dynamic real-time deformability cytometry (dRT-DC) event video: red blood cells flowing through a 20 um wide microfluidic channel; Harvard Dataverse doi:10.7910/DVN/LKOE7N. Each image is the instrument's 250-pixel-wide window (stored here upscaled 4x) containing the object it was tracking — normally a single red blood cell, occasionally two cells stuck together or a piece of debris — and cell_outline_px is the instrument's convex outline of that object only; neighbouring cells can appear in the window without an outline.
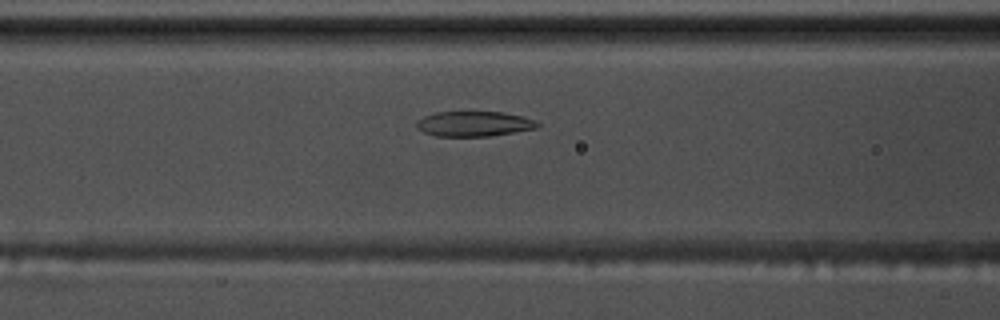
{"species": "common noctule bat (a hibernating species)", "species_latin": "Nyctalus noctula", "temperature_condition": "warm", "stored_images_in_passage": 51, "camera_frame_rate_fps": 3000, "um_per_image_px": 0.085, "animal": {"sex": "male", "body_mass_g": 17.5, "forearm_length_mm": 52.3}, "frame": {"image": 1, "passage_image": 17, "time_ms": 5.333, "image_size_px": [1000, 320], "cell_outline_px": [[540, 124], [536, 128], [488, 136], [436, 136], [424, 132], [416, 128], [416, 120], [424, 116], [436, 112], [500, 112], [524, 116], [536, 120]], "centroid_in_image_um": [40.26, 10.52], "position_along_channel_um": 126.3, "area_um2": 17.63}}
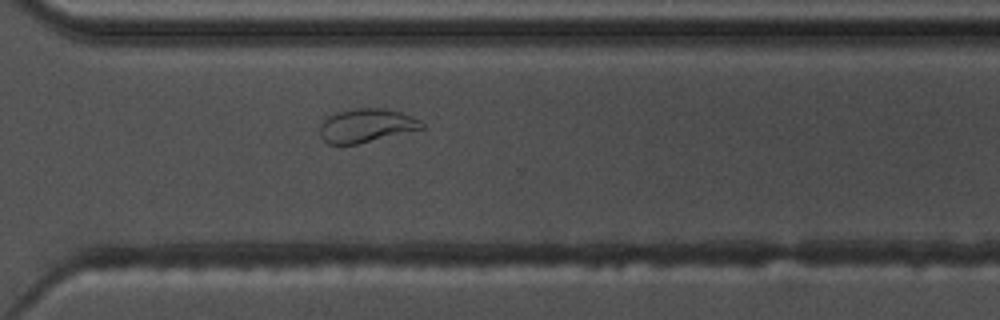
{"frame": {"image": 2, "passage_image": 35, "time_ms": 11.333, "image_size_px": [1000, 320], "cell_outline_px": [[424, 128], [356, 144], [328, 144], [320, 136], [320, 124], [328, 116], [336, 112], [352, 108], [384, 108], [404, 112], [420, 120], [424, 124]], "centroid_in_image_um": [31.13, 10.65], "position_along_channel_um": 339.5, "area_um2": 20.0}}
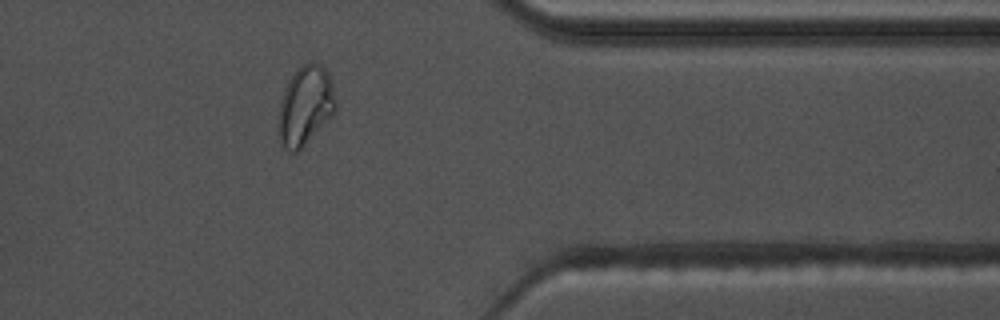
{"frame": {"image": 3, "passage_image": 40, "time_ms": 13.0, "image_size_px": [1000, 320], "cell_outline_px": [[336, 112], [296, 152], [288, 152], [280, 144], [280, 104], [288, 80], [296, 68], [304, 64], [320, 64], [328, 72], [332, 84], [336, 100]], "centroid_in_image_um": [25.97, 8.97], "position_along_channel_um": 385.4, "area_um2": 25.84}, "authors_computed_cell_mechanics": {"area_um2": 19.9988, "velocity_mm_per_s": 3.5628, "shape_relaxation_time_tau1_ms": null, "shape_relaxation_time_tau2_ms": 1.4994, "deformation_change_tau1": null, "deformation_change_tau2": 0.0703}}